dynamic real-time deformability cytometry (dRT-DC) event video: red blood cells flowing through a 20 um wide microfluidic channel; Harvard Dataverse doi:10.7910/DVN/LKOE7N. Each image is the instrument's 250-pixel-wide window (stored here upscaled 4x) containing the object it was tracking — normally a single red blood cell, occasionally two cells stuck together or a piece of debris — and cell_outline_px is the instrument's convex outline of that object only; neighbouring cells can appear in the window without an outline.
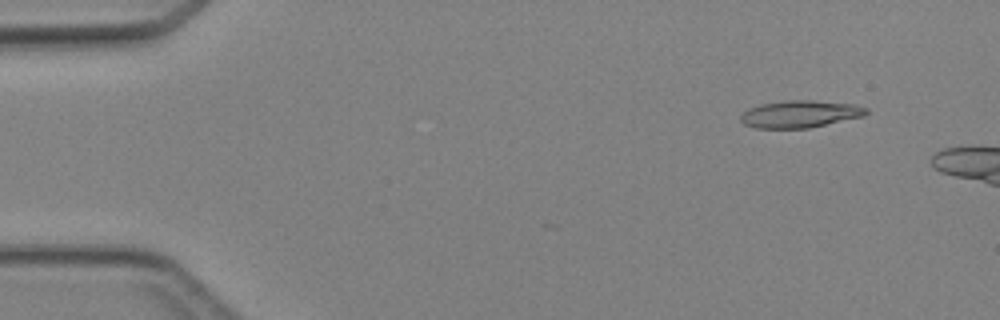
{"species": "Egyptian fruit bat (a non-hibernating species)", "species_latin": "Rousettus aegyptiacus", "temperature_condition": "cold", "stored_images_in_passage": 3, "camera_frame_rate_fps": 3000, "um_per_image_px": 0.085, "animal": {"sex": "female"}, "frame": {"image": 1, "passage_image": 1, "time_ms": 0.0, "image_size_px": [1000, 320], "cell_outline_px": [[868, 112], [864, 116], [808, 128], [756, 128], [744, 124], [740, 120], [740, 116], [748, 108], [760, 104], [784, 100], [812, 100], [852, 104], [868, 108]], "centroid_in_image_um": [67.98, 9.69], "position_along_channel_um": 17.0, "area_um2": 19.88}}